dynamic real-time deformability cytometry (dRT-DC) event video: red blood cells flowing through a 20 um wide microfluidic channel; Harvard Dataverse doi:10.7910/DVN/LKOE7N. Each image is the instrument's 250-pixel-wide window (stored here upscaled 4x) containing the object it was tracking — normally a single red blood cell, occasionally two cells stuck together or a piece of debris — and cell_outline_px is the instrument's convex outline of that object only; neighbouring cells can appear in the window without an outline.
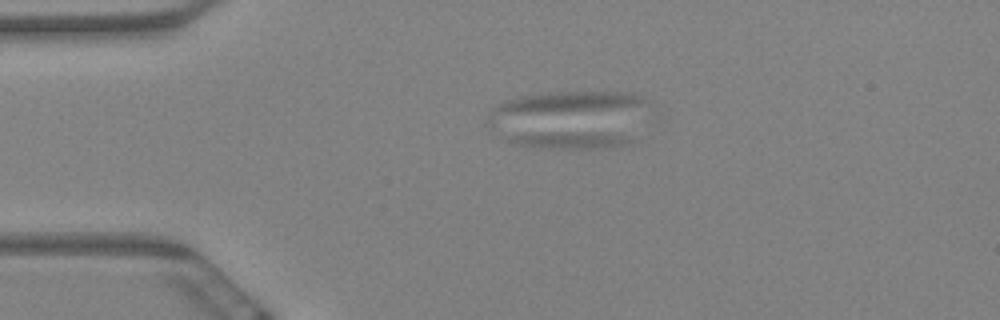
{"species": "Egyptian fruit bat (a non-hibernating species)", "species_latin": "Rousettus aegyptiacus", "temperature_condition": "warm", "stored_images_in_passage": 5, "camera_frame_rate_fps": 3000, "um_per_image_px": 0.085, "animal": {"sex": "female"}, "frame": {"image": 1, "passage_image": 2, "time_ms": 0.333, "image_size_px": [1000, 320], "cell_outline_px": [[632, 140], [624, 144], [604, 148], [544, 148], [520, 144], [508, 140], [512, 136], [592, 132], [624, 136]], "centroid_in_image_um": [48.58, 11.94], "position_along_channel_um": 36.4, "area_um2": 10.69}}